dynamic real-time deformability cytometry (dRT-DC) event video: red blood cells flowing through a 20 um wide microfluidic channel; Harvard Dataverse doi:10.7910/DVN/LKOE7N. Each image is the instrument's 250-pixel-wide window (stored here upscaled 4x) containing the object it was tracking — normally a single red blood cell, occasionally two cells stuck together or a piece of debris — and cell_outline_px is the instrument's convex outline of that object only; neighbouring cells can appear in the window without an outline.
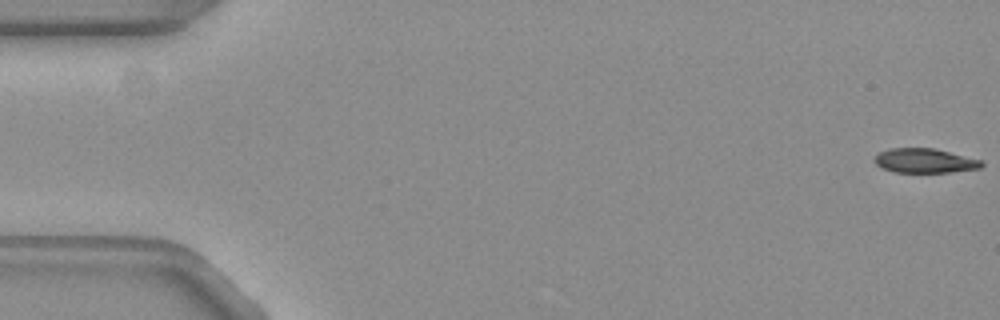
{"species": "common noctule bat (a hibernating species)", "species_latin": "Nyctalus noctula", "temperature_condition": "warm", "stored_images_in_passage": 51, "camera_frame_rate_fps": 3000, "um_per_image_px": 0.085, "animal": {"sex": "female", "body_mass_g": 19.3, "forearm_length_mm": 54.1}, "frame": {"image": 1, "passage_image": 1, "time_ms": 0.0, "image_size_px": [1000, 320], "cell_outline_px": [[984, 164], [980, 168], [948, 172], [896, 172], [880, 168], [872, 160], [880, 152], [888, 148], [932, 148], [980, 160]], "centroid_in_image_um": [78.53, 13.66], "position_along_channel_um": 6.5, "area_um2": 15.03}}
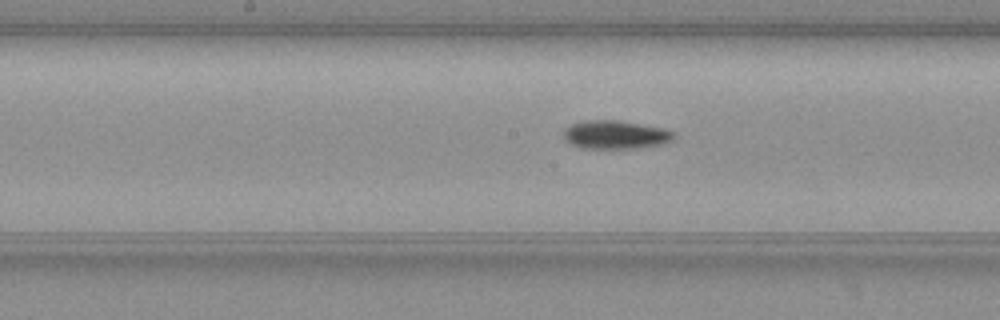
{"frame": {"image": 2, "passage_image": 28, "time_ms": 9.0, "image_size_px": [1000, 320], "cell_outline_px": [[676, 136], [672, 140], [664, 144], [640, 148], [584, 148], [572, 144], [564, 140], [564, 128], [572, 124], [584, 120], [616, 120], [664, 128], [676, 132]], "centroid_in_image_um": [52.35, 11.45], "position_along_channel_um": 195.9, "area_um2": 18.38}}
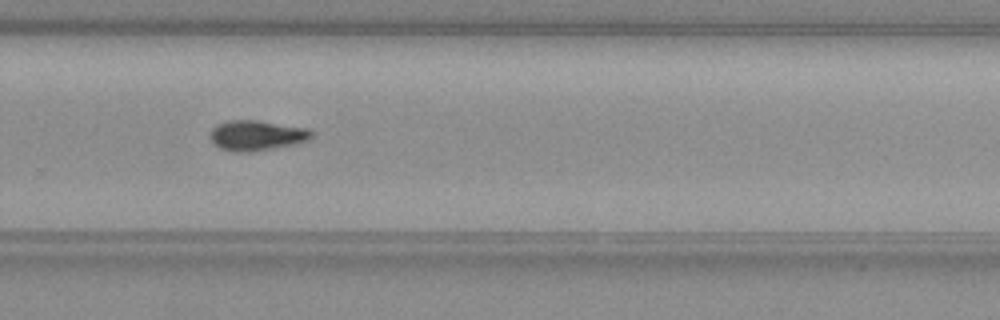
{"frame": {"image": 3, "passage_image": 37, "time_ms": 12.0, "image_size_px": [1000, 320], "cell_outline_px": [[312, 136], [304, 140], [292, 144], [256, 152], [232, 152], [220, 148], [208, 136], [212, 128], [216, 124], [228, 120], [256, 120], [308, 128], [312, 132]], "centroid_in_image_um": [21.75, 11.51], "position_along_channel_um": 308.1, "area_um2": 17.8}, "authors_computed_cell_mechanics": {"area_um2": 16.9932, "velocity_mm_per_s": 3.7707, "shape_relaxation_time_tau1_ms": 6.1337, "shape_relaxation_time_tau2_ms": null, "deformation_change_tau1": 0.2006, "deformation_change_tau2": null}}